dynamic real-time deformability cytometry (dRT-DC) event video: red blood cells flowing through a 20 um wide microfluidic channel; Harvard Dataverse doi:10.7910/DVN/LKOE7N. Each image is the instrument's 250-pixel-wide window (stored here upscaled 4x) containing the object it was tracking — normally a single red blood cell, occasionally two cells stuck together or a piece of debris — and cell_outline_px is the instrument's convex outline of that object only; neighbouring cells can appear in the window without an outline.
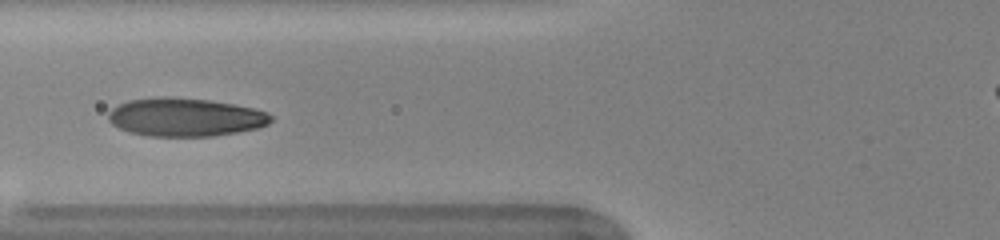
{"species": "human", "species_latin": "Homo sapiens", "temperature_condition": "warm", "stored_images_in_passage": 17, "camera_frame_rate_fps": 3000, "um_per_image_px": 0.085, "donor": {"sex": "female"}, "frame": {"image": 1, "passage_image": 6, "time_ms": 1.667, "image_size_px": [1000, 240], "cell_outline_px": [[272, 120], [268, 124], [260, 128], [212, 136], [148, 136], [128, 132], [112, 124], [108, 120], [108, 112], [112, 108], [128, 100], [164, 96], [168, 96], [208, 100], [232, 104], [252, 108], [268, 112], [272, 116]], "centroid_in_image_um": [15.73, 9.96], "position_along_channel_um": 110.1, "area_um2": 36.36}}